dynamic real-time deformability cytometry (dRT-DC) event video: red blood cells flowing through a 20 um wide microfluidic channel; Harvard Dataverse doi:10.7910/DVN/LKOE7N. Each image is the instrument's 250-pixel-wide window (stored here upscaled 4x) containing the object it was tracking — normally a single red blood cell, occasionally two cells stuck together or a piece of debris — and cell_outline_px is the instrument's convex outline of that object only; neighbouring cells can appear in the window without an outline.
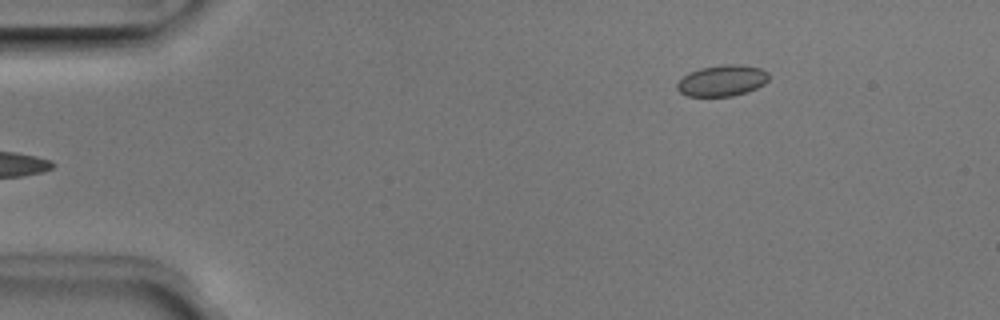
{"species": "Egyptian fruit bat (a non-hibernating species)", "species_latin": "Rousettus aegyptiacus", "temperature_condition": "room temperature", "stored_images_in_passage": 3, "camera_frame_rate_fps": 3000, "um_per_image_px": 0.085, "animal": {"sex": "male"}, "frame": {"image": 1, "passage_image": 3, "time_ms": 0.667, "image_size_px": [1000, 320], "cell_outline_px": [[768, 80], [764, 84], [748, 92], [732, 96], [688, 96], [680, 92], [676, 88], [676, 84], [688, 72], [700, 68], [720, 64], [740, 64], [760, 68], [768, 72]], "centroid_in_image_um": [61.38, 6.84], "position_along_channel_um": 23.6, "area_um2": 16.76}}